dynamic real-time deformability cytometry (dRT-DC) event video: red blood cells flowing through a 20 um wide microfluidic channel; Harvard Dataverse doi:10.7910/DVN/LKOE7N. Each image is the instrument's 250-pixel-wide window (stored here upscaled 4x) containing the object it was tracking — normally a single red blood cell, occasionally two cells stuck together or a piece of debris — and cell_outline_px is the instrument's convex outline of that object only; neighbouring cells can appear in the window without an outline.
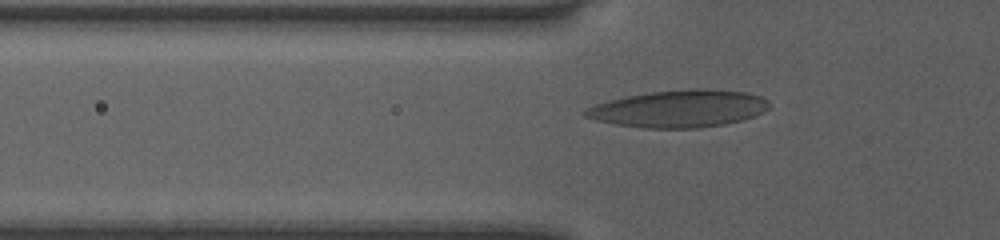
{"species": "human", "species_latin": "Homo sapiens", "temperature_condition": "room temperature", "stored_images_in_passage": 40, "camera_frame_rate_fps": 3000, "um_per_image_px": 0.085, "donor": {"sex": "female"}, "frame": {"image": 1, "passage_image": 9, "time_ms": 2.667, "image_size_px": [1000, 240], "cell_outline_px": [[772, 104], [764, 112], [740, 120], [724, 124], [700, 128], [644, 128], [616, 124], [596, 120], [584, 116], [580, 112], [584, 108], [608, 100], [628, 96], [652, 92], [688, 88], [708, 88], [748, 92], [760, 96], [768, 100]], "centroid_in_image_um": [57.72, 9.23], "position_along_channel_um": 68.1, "area_um2": 40.17}}
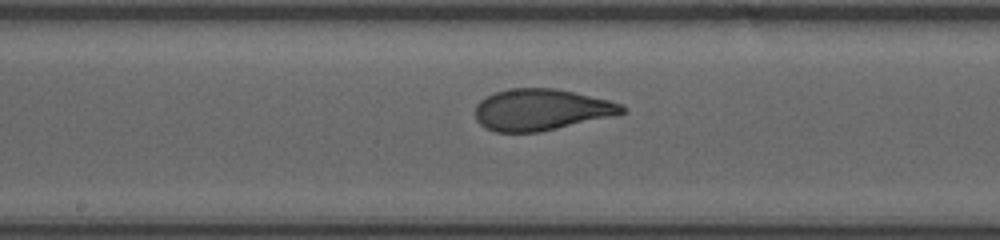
{"frame": {"image": 2, "passage_image": 19, "time_ms": 6.0, "image_size_px": [1000, 240], "cell_outline_px": [[628, 112], [612, 116], [540, 132], [496, 132], [484, 128], [476, 120], [476, 104], [480, 100], [496, 92], [512, 88], [556, 88], [608, 100], [620, 104], [628, 108]], "centroid_in_image_um": [46.0, 9.33], "position_along_channel_um": 202.2, "area_um2": 35.37}}
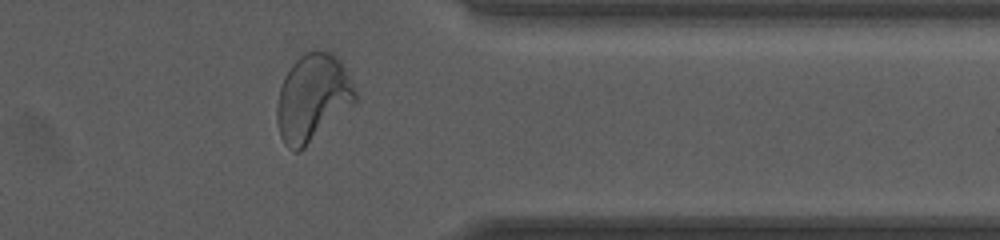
{"frame": {"image": 3, "passage_image": 33, "time_ms": 10.667, "image_size_px": [1000, 240], "cell_outline_px": [[360, 100], [356, 104], [300, 152], [296, 152], [288, 148], [284, 144], [280, 136], [276, 120], [276, 104], [280, 88], [292, 64], [304, 52], [320, 48], [332, 52], [340, 60]], "centroid_in_image_um": [26.59, 8.34], "position_along_channel_um": 384.8, "area_um2": 40.46}}